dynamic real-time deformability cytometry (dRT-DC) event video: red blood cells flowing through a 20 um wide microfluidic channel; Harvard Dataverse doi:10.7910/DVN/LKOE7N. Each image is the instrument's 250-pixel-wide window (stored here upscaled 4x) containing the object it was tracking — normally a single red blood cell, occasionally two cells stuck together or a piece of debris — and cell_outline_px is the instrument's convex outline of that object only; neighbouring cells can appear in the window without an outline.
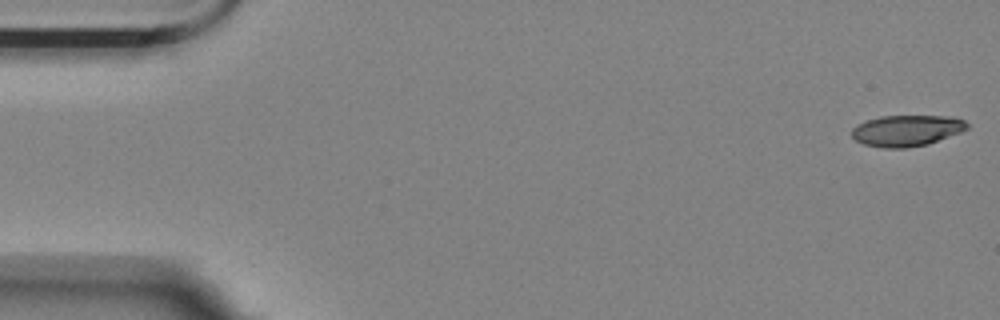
{"species": "Egyptian fruit bat (a non-hibernating species)", "species_latin": "Rousettus aegyptiacus", "temperature_condition": "room temperature", "stored_images_in_passage": 5, "camera_frame_rate_fps": 3000, "um_per_image_px": 0.085, "animal": {"sex": "female"}, "frame": {"image": 1, "passage_image": 1, "time_ms": 0.0, "image_size_px": [1000, 320], "cell_outline_px": [[968, 128], [960, 132], [928, 144], [908, 148], [884, 148], [864, 144], [856, 140], [852, 136], [852, 128], [856, 124], [880, 116], [956, 116], [964, 120], [968, 124]], "centroid_in_image_um": [77.07, 11.09], "position_along_channel_um": 7.9, "area_um2": 20.98}}
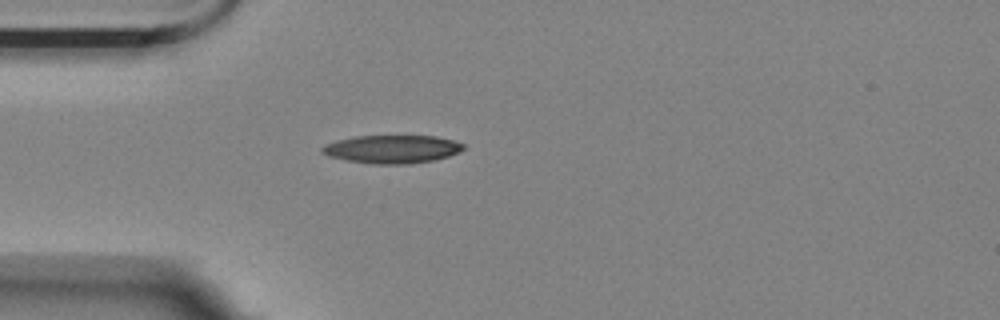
{"frame": {"image": 2, "passage_image": 5, "time_ms": 1.333, "image_size_px": [1000, 320], "cell_outline_px": [[464, 148], [460, 152], [448, 156], [432, 160], [408, 164], [372, 164], [344, 160], [328, 156], [320, 152], [320, 148], [324, 144], [336, 140], [356, 136], [436, 136], [452, 140], [464, 144]], "centroid_in_image_um": [33.27, 12.68], "position_along_channel_um": 51.7, "area_um2": 23.29}}